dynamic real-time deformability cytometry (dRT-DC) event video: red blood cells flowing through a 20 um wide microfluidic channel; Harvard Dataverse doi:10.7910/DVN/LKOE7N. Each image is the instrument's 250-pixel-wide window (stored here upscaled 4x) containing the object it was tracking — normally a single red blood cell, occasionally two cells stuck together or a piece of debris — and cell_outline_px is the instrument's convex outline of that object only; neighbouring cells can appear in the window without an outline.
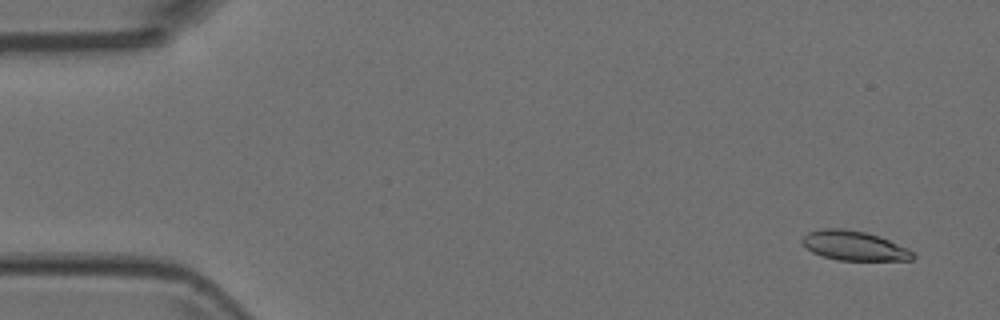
{"species": "Egyptian fruit bat (a non-hibernating species)", "species_latin": "Rousettus aegyptiacus", "temperature_condition": "room temperature", "stored_images_in_passage": 4, "camera_frame_rate_fps": 3000, "um_per_image_px": 0.085, "animal": {"sex": "female"}, "frame": {"image": 1, "passage_image": 1, "time_ms": 0.0, "image_size_px": [1000, 320], "cell_outline_px": [[916, 256], [912, 260], [836, 260], [812, 252], [800, 244], [800, 240], [808, 232], [824, 228], [840, 228], [864, 232], [880, 236], [908, 248]], "centroid_in_image_um": [72.58, 20.88], "position_along_channel_um": 12.4, "area_um2": 19.07}}